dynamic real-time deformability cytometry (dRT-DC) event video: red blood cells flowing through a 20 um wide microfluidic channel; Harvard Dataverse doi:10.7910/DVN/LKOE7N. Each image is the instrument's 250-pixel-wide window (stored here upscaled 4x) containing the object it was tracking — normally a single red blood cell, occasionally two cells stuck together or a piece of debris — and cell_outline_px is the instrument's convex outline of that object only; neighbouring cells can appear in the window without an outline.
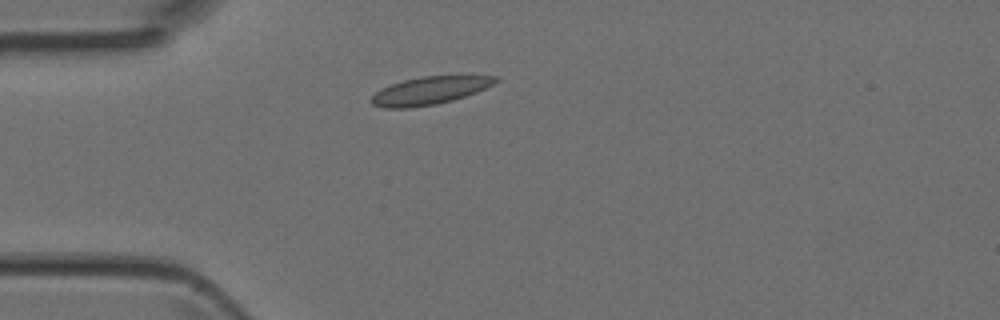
{"species": "Egyptian fruit bat (a non-hibernating species)", "species_latin": "Rousettus aegyptiacus", "temperature_condition": "room temperature", "stored_images_in_passage": 36, "camera_frame_rate_fps": 3000, "um_per_image_px": 0.085, "animal": {"sex": "female"}, "frame": {"image": 1, "passage_image": 1, "time_ms": 0.0, "image_size_px": [1000, 320], "cell_outline_px": [[500, 80], [476, 92], [452, 100], [436, 104], [412, 108], [384, 108], [372, 104], [368, 100], [380, 88], [404, 80], [424, 76], [500, 76]], "centroid_in_image_um": [36.48, 7.71], "position_along_channel_um": 48.5, "area_um2": 20.0}}
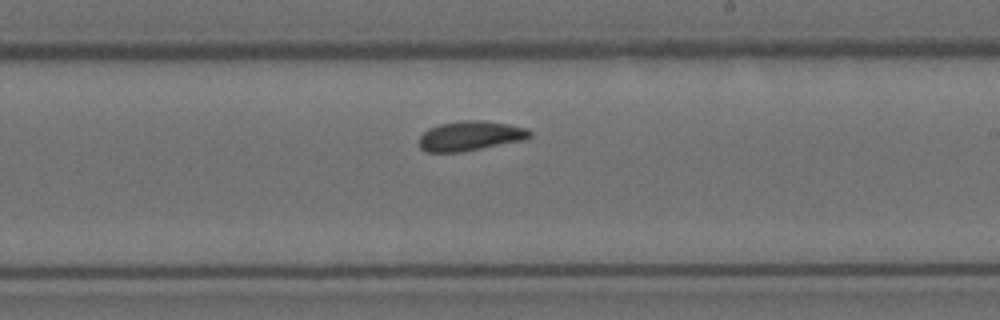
{"frame": {"image": 2, "passage_image": 16, "time_ms": 5.0, "image_size_px": [1000, 320], "cell_outline_px": [[532, 136], [528, 140], [464, 152], [424, 152], [420, 148], [416, 140], [428, 128], [440, 124], [460, 120], [484, 120], [508, 124], [528, 128], [532, 132]], "centroid_in_image_um": [40.0, 11.56], "position_along_channel_um": 249.0, "area_um2": 19.83}}
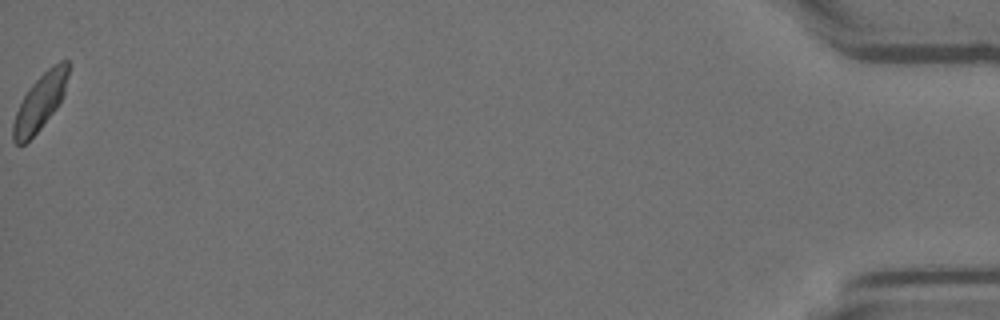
{"frame": {"image": 3, "passage_image": 36, "time_ms": 11.667, "image_size_px": [1000, 320], "cell_outline_px": [[68, 76], [64, 92], [56, 108], [40, 128], [24, 144], [16, 144], [12, 140], [12, 124], [16, 112], [28, 88], [48, 68], [60, 60], [68, 60]], "centroid_in_image_um": [3.38, 8.67], "position_along_channel_um": 431.8, "area_um2": 17.63}}